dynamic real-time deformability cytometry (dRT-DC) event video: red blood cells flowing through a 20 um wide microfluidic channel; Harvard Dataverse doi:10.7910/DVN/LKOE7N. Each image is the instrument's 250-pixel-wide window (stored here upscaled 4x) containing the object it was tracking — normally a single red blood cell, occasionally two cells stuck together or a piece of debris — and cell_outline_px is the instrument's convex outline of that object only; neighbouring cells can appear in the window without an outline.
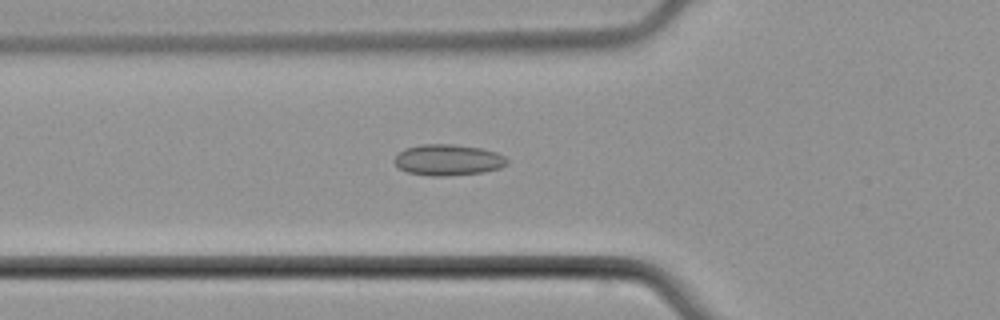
{"species": "common noctule bat (a hibernating species)", "species_latin": "Nyctalus noctula", "temperature_condition": "cold", "stored_images_in_passage": 50, "camera_frame_rate_fps": 3000, "um_per_image_px": 0.085, "animal": {"sex": "male", "body_mass_g": 21.5, "forearm_length_mm": 52.0}, "frame": {"image": 1, "passage_image": 20, "time_ms": 6.333, "image_size_px": [1000, 320], "cell_outline_px": [[508, 164], [500, 168], [484, 172], [444, 176], [432, 176], [408, 172], [400, 168], [396, 164], [396, 156], [404, 148], [420, 144], [452, 144], [480, 148], [496, 152], [504, 156], [508, 160]], "centroid_in_image_um": [38.11, 13.59], "position_along_channel_um": 87.7, "area_um2": 20.29}}
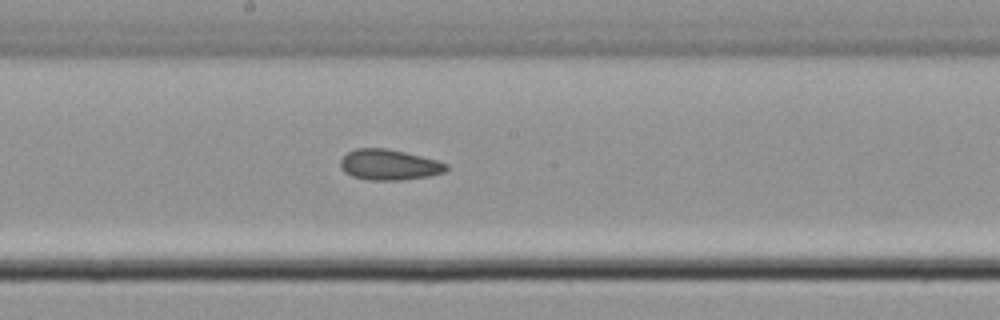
{"frame": {"image": 2, "passage_image": 30, "time_ms": 9.667, "image_size_px": [1000, 320], "cell_outline_px": [[448, 168], [444, 172], [428, 176], [400, 180], [368, 180], [352, 176], [344, 172], [340, 164], [340, 160], [348, 152], [356, 148], [388, 148], [436, 160], [448, 164]], "centroid_in_image_um": [33.05, 14.0], "position_along_channel_um": 215.1, "area_um2": 18.79}}
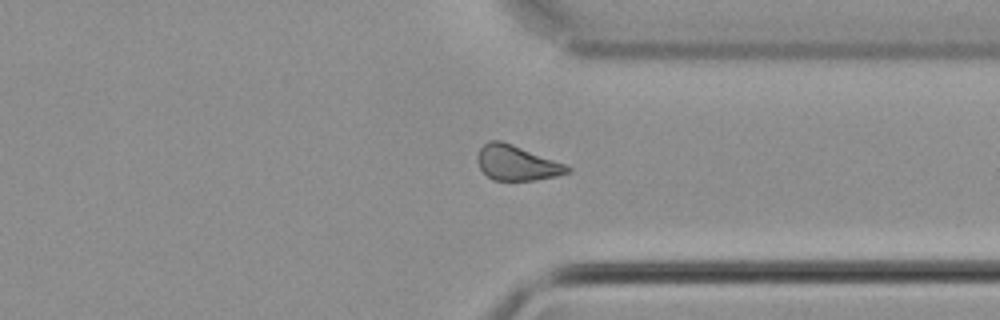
{"frame": {"image": 3, "passage_image": 42, "time_ms": 13.667, "image_size_px": [1000, 320], "cell_outline_px": [[572, 172], [556, 176], [532, 180], [492, 180], [480, 168], [476, 160], [476, 156], [480, 148], [488, 140], [500, 140], [512, 144], [564, 164], [572, 168]], "centroid_in_image_um": [43.89, 13.85], "position_along_channel_um": 367.5, "area_um2": 18.21}, "authors_computed_cell_mechanics": {"area_um2": 18.9006, "velocity_mm_per_s": 3.8093, "shape_relaxation_time_tau1_ms": null, "shape_relaxation_time_tau2_ms": 3.4983, "deformation_change_tau1": null, "deformation_change_tau2": 0.0988}}